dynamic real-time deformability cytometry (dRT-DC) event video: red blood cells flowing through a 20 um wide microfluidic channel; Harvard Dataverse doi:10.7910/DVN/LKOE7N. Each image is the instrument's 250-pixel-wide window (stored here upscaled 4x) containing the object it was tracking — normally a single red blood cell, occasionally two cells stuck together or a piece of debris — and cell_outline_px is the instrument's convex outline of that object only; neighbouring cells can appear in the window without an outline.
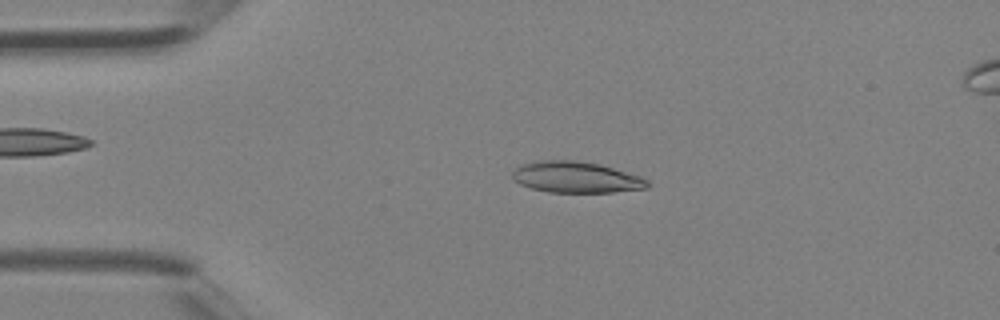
{"species": "Egyptian fruit bat (a non-hibernating species)", "species_latin": "Rousettus aegyptiacus", "temperature_condition": "room temperature", "stored_images_in_passage": 4, "camera_frame_rate_fps": 3000, "um_per_image_px": 0.085, "animal": {"sex": "female"}, "frame": {"image": 1, "passage_image": 2, "time_ms": 0.333, "image_size_px": [1000, 320], "cell_outline_px": [[652, 184], [648, 188], [612, 192], [548, 192], [532, 188], [520, 184], [512, 180], [512, 172], [520, 164], [536, 160], [580, 160], [600, 164], [640, 176], [648, 180]], "centroid_in_image_um": [48.95, 15.05], "position_along_channel_um": 36.0, "area_um2": 24.8}}